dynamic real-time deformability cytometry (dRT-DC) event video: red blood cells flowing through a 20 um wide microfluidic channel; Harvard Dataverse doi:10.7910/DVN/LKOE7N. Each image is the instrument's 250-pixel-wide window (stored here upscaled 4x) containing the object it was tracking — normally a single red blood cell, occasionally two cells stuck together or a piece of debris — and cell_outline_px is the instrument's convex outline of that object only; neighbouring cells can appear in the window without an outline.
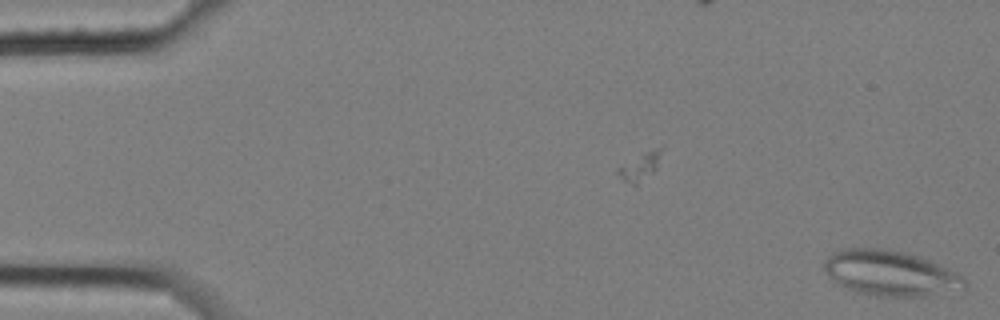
{"species": "common noctule bat (a hibernating species)", "species_latin": "Nyctalus noctula", "temperature_condition": "cold", "stored_images_in_passage": 3, "camera_frame_rate_fps": 3000, "um_per_image_px": 0.085, "animal": {"sex": "female", "body_mass_g": 25.1}, "frame": {"image": 1, "passage_image": 3, "time_ms": 0.667, "image_size_px": [1000, 320], "cell_outline_px": [[964, 288], [920, 296], [876, 296], [856, 292], [832, 280], [828, 276], [824, 268], [824, 264], [828, 256], [832, 252], [844, 248], [880, 248], [904, 252], [928, 260], [960, 272], [964, 280]], "centroid_in_image_um": [75.64, 23.2], "position_along_channel_um": 9.4, "area_um2": 36.65}}